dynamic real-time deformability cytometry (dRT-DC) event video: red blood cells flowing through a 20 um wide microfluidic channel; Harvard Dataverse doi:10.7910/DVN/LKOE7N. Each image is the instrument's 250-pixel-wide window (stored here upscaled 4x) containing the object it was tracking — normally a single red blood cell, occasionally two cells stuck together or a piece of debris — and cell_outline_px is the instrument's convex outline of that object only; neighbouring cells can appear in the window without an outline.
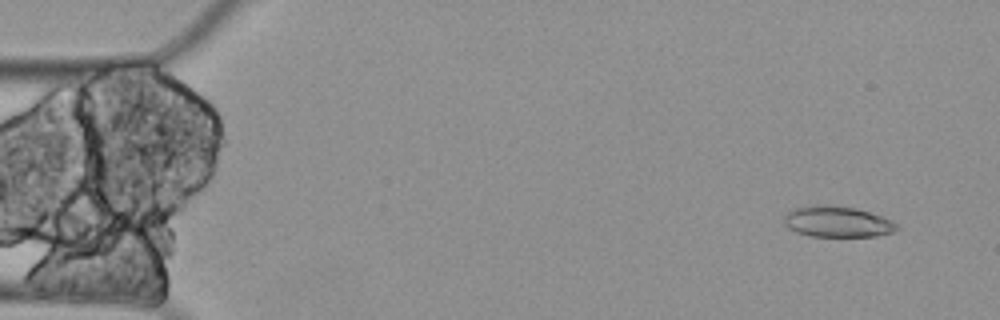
{"species": "Egyptian fruit bat (a non-hibernating species)", "species_latin": "Rousettus aegyptiacus", "temperature_condition": "cold", "stored_images_in_passage": 6, "camera_frame_rate_fps": 3000, "um_per_image_px": 0.085, "animal": {"sex": "female"}, "frame": {"image": 1, "passage_image": 1, "time_ms": 0.0, "image_size_px": [1000, 320], "cell_outline_px": [[900, 228], [892, 232], [876, 236], [812, 236], [796, 232], [788, 228], [784, 224], [784, 216], [788, 212], [796, 208], [816, 204], [828, 204], [856, 208], [892, 220]], "centroid_in_image_um": [71.16, 18.84], "position_along_channel_um": 13.8, "area_um2": 20.29}}
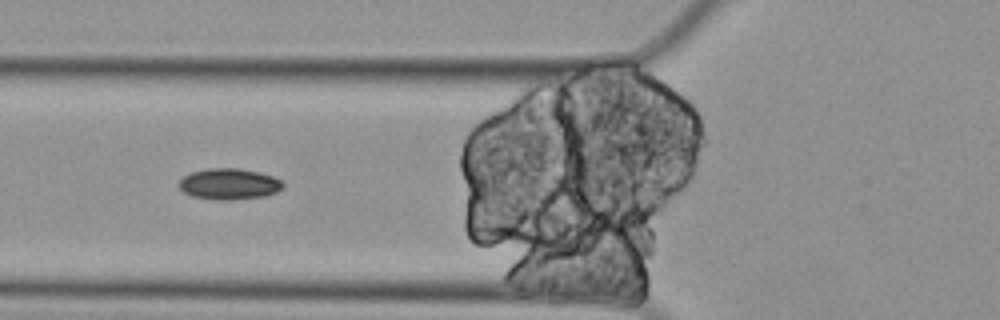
{"frame": {"image": 2, "passage_image": 6, "time_ms": 1.667, "image_size_px": [1000, 320], "cell_outline_px": [[284, 188], [276, 192], [264, 196], [232, 200], [216, 200], [192, 196], [184, 192], [176, 184], [184, 176], [192, 172], [208, 168], [236, 168], [256, 172], [272, 176], [280, 180], [284, 184]], "centroid_in_image_um": [19.45, 15.65], "position_along_channel_um": 106.3, "area_um2": 18.79}}